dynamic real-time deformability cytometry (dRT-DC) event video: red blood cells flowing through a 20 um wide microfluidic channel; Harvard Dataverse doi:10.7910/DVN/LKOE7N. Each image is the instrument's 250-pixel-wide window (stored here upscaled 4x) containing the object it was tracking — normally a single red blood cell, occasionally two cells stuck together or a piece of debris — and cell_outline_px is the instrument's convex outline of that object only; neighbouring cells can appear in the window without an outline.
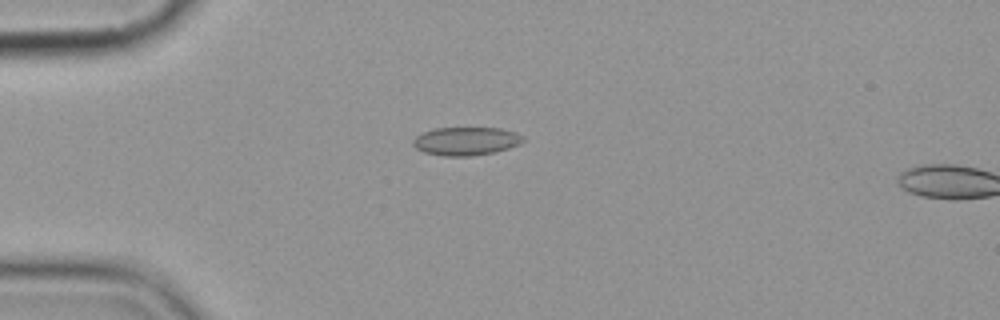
{"species": "common noctule bat (a hibernating species)", "species_latin": "Nyctalus noctula", "temperature_condition": "cold", "stored_images_in_passage": 6, "camera_frame_rate_fps": 3000, "um_per_image_px": 0.085, "animal": {"sex": "female", "body_mass_g": 19.9}, "frame": {"image": 1, "passage_image": 5, "time_ms": 4.667, "image_size_px": [1000, 320], "cell_outline_px": [[524, 140], [520, 144], [496, 152], [472, 156], [444, 156], [424, 152], [416, 148], [412, 144], [412, 140], [416, 136], [424, 132], [436, 128], [500, 128], [516, 132], [524, 136]], "centroid_in_image_um": [39.63, 12.0], "position_along_channel_um": 45.4, "area_um2": 18.21}}